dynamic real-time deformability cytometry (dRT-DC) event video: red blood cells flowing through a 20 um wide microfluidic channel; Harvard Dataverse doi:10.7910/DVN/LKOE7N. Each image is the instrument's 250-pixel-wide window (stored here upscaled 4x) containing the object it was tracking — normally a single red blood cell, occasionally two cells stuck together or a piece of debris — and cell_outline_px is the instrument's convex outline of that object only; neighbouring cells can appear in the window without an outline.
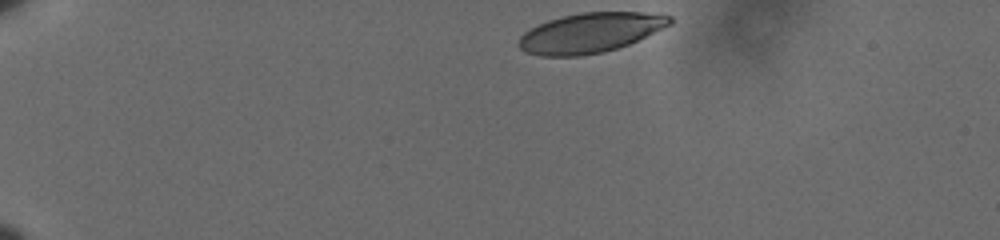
{"species": "human", "species_latin": "Homo sapiens", "temperature_condition": "cold", "stored_images_in_passage": 41, "camera_frame_rate_fps": 3000, "um_per_image_px": 0.085, "donor": {"sex": "male"}, "frame": {"image": 1, "passage_image": 1, "time_ms": 0.0, "image_size_px": [1000, 240], "cell_outline_px": [[672, 24], [628, 44], [604, 52], [580, 56], [540, 56], [524, 52], [516, 44], [520, 36], [524, 32], [548, 20], [580, 12], [644, 12], [672, 16]], "centroid_in_image_um": [50.14, 2.79], "position_along_channel_um": 34.9, "area_um2": 34.97}}
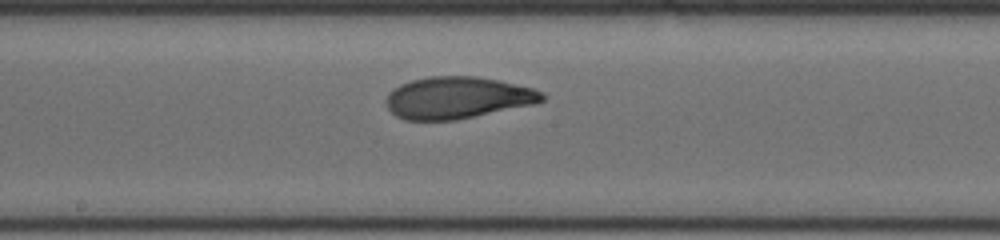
{"frame": {"image": 2, "passage_image": 23, "time_ms": 7.333, "image_size_px": [1000, 240], "cell_outline_px": [[544, 100], [536, 104], [456, 120], [404, 120], [396, 116], [388, 108], [384, 100], [388, 92], [400, 84], [412, 80], [428, 76], [476, 76], [496, 80], [532, 88], [544, 92]], "centroid_in_image_um": [38.86, 8.31], "position_along_channel_um": 209.3, "area_um2": 38.21}}
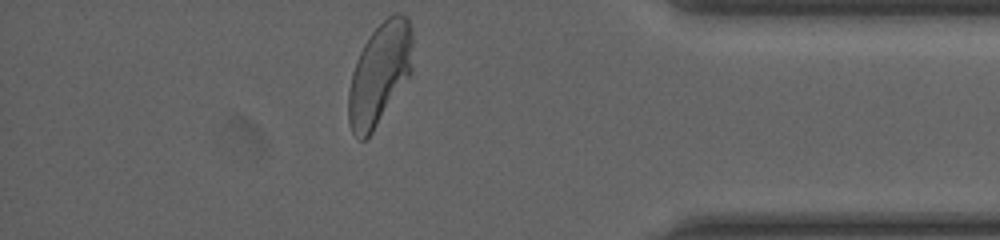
{"frame": {"image": 3, "passage_image": 41, "time_ms": 13.333, "image_size_px": [1000, 240], "cell_outline_px": [[412, 72], [372, 132], [364, 140], [360, 140], [352, 132], [348, 120], [348, 92], [352, 72], [356, 60], [368, 36], [388, 16], [396, 12], [400, 12], [408, 16], [412, 28]], "centroid_in_image_um": [32.27, 6.24], "position_along_channel_um": 402.9, "area_um2": 38.09}, "authors_computed_cell_mechanics": {"area_um2": 37.8012, "velocity_mm_per_s": 3.5812, "shape_relaxation_time_tau1_ms": 4.7054, "shape_relaxation_time_tau2_ms": 1.2596, "deformation_change_tau1": 0.185, "deformation_change_tau2": 0.0725}}